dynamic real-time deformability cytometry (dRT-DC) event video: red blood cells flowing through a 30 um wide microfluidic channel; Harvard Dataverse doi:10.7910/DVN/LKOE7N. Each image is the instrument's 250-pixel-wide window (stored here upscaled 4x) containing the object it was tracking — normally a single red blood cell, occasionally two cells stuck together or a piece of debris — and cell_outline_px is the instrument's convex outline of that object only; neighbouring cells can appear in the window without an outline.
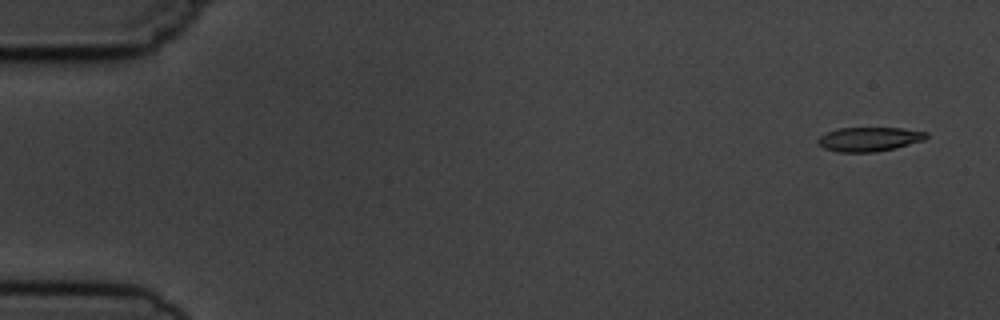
{"species": "common noctule bat (a hibernating species)", "species_latin": "Nyctalus noctula", "temperature_condition": "cold", "stored_images_in_passage": 5, "camera_frame_rate_fps": 3000, "um_per_image_px": 0.085, "animal": {"sex": "male", "body_mass_g": 19.5, "forearm_length_mm": 54.6}, "frame": {"image": 1, "passage_image": 1, "time_ms": 0.0, "image_size_px": [1000, 320], "cell_outline_px": [[928, 136], [924, 140], [896, 148], [876, 152], [836, 152], [824, 148], [816, 144], [816, 140], [820, 136], [836, 128], [900, 128], [928, 132]], "centroid_in_image_um": [73.86, 11.84], "position_along_channel_um": 11.1, "area_um2": 15.43}}
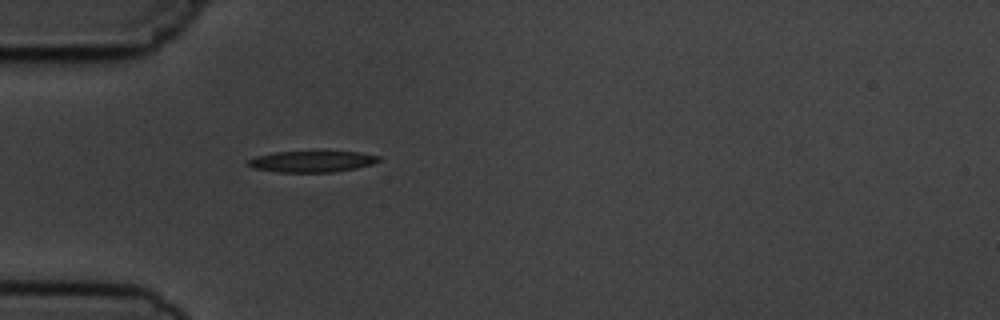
{"frame": {"image": 2, "passage_image": 5, "time_ms": 4.667, "image_size_px": [1000, 320], "cell_outline_px": [[380, 160], [372, 164], [356, 168], [332, 172], [276, 172], [252, 168], [244, 164], [248, 160], [256, 156], [272, 152], [360, 152], [380, 156]], "centroid_in_image_um": [26.46, 13.73], "position_along_channel_um": 58.5, "area_um2": 16.18}}